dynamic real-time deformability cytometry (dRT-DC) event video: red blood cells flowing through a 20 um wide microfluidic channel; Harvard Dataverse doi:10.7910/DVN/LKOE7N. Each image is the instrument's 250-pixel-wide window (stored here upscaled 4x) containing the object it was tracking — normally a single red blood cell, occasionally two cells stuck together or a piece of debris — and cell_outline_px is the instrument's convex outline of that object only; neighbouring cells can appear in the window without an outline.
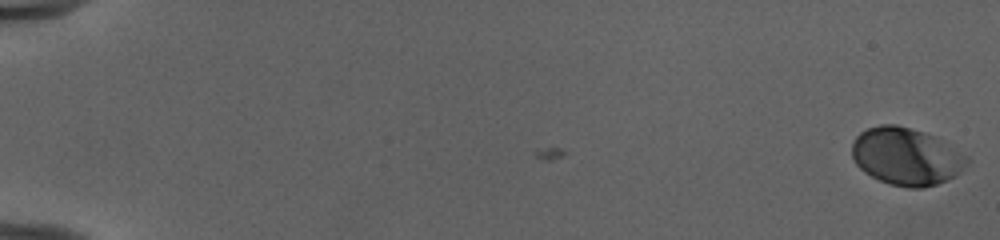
{"species": "human", "species_latin": "Homo sapiens", "temperature_condition": "cold", "stored_images_in_passage": 54, "camera_frame_rate_fps": 3000, "um_per_image_px": 0.085, "donor": {"sex": "female"}, "frame": {"image": 1, "passage_image": 1, "time_ms": 0.0, "image_size_px": [1000, 240], "cell_outline_px": [[972, 160], [956, 176], [948, 180], [924, 188], [908, 188], [888, 184], [864, 172], [856, 164], [852, 156], [852, 144], [856, 136], [860, 132], [868, 128], [880, 124], [896, 124], [924, 132], [932, 136], [968, 156]], "centroid_in_image_um": [77.03, 13.31], "position_along_channel_um": 8.0, "area_um2": 38.55}}
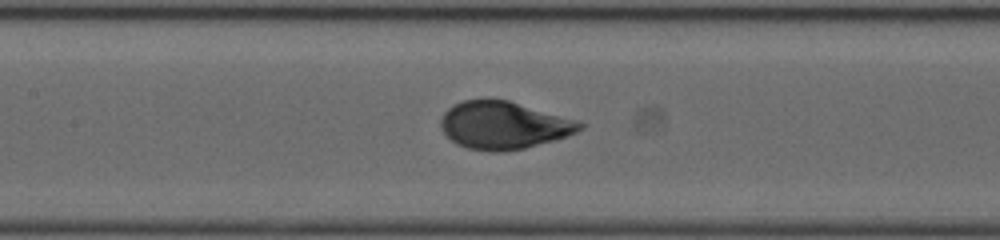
{"frame": {"image": 2, "passage_image": 28, "time_ms": 9.0, "image_size_px": [1000, 240], "cell_outline_px": [[584, 128], [568, 136], [524, 148], [500, 152], [492, 152], [468, 148], [456, 144], [444, 132], [440, 124], [440, 120], [444, 112], [452, 104], [464, 100], [484, 96], [508, 100], [580, 120], [584, 124]], "centroid_in_image_um": [42.81, 10.61], "position_along_channel_um": 164.6, "area_um2": 39.19}}
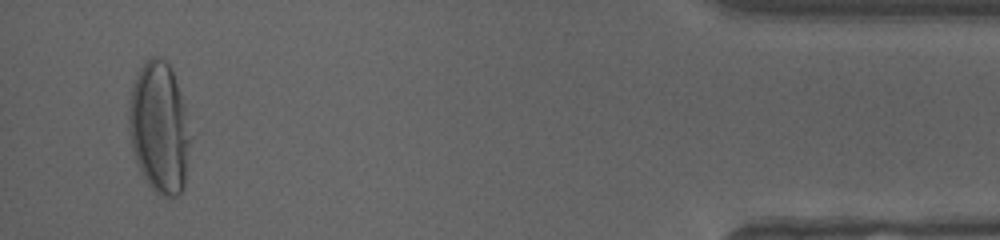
{"frame": {"image": 3, "passage_image": 52, "time_ms": 17.0, "image_size_px": [1000, 240], "cell_outline_px": [[188, 144], [184, 184], [180, 192], [176, 196], [164, 196], [156, 192], [148, 184], [136, 160], [132, 148], [128, 128], [128, 112], [132, 88], [136, 76], [144, 60], [152, 56], [156, 56], [164, 60], [168, 64], [172, 72], [184, 104], [188, 140]], "centroid_in_image_um": [13.49, 10.82], "position_along_channel_um": 421.7, "area_um2": 45.78}, "authors_computed_cell_mechanics": {"area_um2": 38.6682, "velocity_mm_per_s": 3.9704, "shape_relaxation_time_tau1_ms": 3.2415, "shape_relaxation_time_tau2_ms": null, "deformation_change_tau1": 0.1707, "deformation_change_tau2": null}}